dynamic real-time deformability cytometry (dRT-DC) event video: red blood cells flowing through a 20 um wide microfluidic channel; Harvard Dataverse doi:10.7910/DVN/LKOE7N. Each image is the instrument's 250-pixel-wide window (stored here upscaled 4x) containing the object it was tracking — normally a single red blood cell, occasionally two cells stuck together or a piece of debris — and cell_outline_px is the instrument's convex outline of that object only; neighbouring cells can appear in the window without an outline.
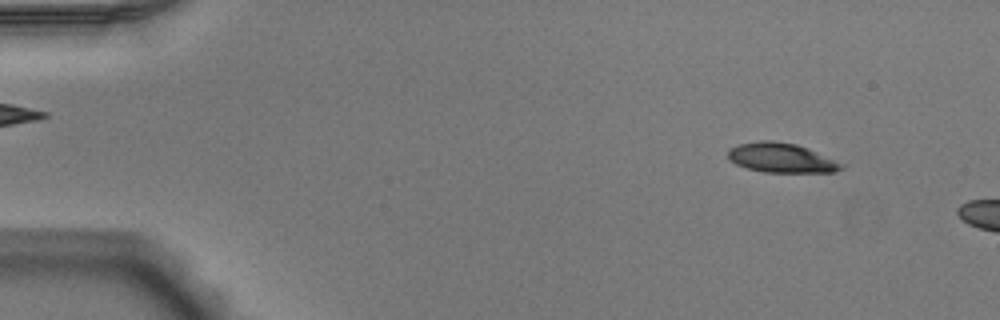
{"species": "Egyptian fruit bat (a non-hibernating species)", "species_latin": "Rousettus aegyptiacus", "temperature_condition": "warm", "stored_images_in_passage": 8, "camera_frame_rate_fps": 3000, "um_per_image_px": 0.085, "animal": {"sex": "male"}, "frame": {"image": 1, "passage_image": 5, "time_ms": 1.333, "image_size_px": [1000, 320], "cell_outline_px": [[844, 168], [832, 172], [764, 172], [748, 168], [736, 164], [728, 160], [728, 148], [736, 144], [760, 140], [772, 140], [796, 144], [808, 148], [844, 164]], "centroid_in_image_um": [66.37, 13.4], "position_along_channel_um": 18.6, "area_um2": 19.59}}